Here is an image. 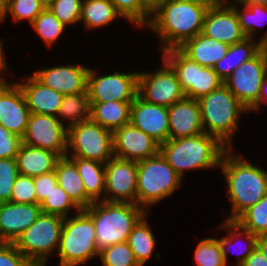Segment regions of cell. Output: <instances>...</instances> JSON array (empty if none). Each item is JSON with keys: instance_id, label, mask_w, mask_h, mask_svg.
<instances>
[{"instance_id": "21", "label": "cell", "mask_w": 267, "mask_h": 266, "mask_svg": "<svg viewBox=\"0 0 267 266\" xmlns=\"http://www.w3.org/2000/svg\"><path fill=\"white\" fill-rule=\"evenodd\" d=\"M169 139L191 137L204 132L198 100L184 97L168 107Z\"/></svg>"}, {"instance_id": "6", "label": "cell", "mask_w": 267, "mask_h": 266, "mask_svg": "<svg viewBox=\"0 0 267 266\" xmlns=\"http://www.w3.org/2000/svg\"><path fill=\"white\" fill-rule=\"evenodd\" d=\"M181 180L160 151L139 161L136 204L148 212V206L171 196L180 186Z\"/></svg>"}, {"instance_id": "23", "label": "cell", "mask_w": 267, "mask_h": 266, "mask_svg": "<svg viewBox=\"0 0 267 266\" xmlns=\"http://www.w3.org/2000/svg\"><path fill=\"white\" fill-rule=\"evenodd\" d=\"M27 83H19L30 113L56 116L58 114L63 94L45 86L32 73L26 79Z\"/></svg>"}, {"instance_id": "4", "label": "cell", "mask_w": 267, "mask_h": 266, "mask_svg": "<svg viewBox=\"0 0 267 266\" xmlns=\"http://www.w3.org/2000/svg\"><path fill=\"white\" fill-rule=\"evenodd\" d=\"M95 225L99 250L120 242H127L133 227L147 212L133 203L99 201L83 209Z\"/></svg>"}, {"instance_id": "53", "label": "cell", "mask_w": 267, "mask_h": 266, "mask_svg": "<svg viewBox=\"0 0 267 266\" xmlns=\"http://www.w3.org/2000/svg\"><path fill=\"white\" fill-rule=\"evenodd\" d=\"M237 1V4H241L242 6H249L252 4L264 5L267 6V0H234Z\"/></svg>"}, {"instance_id": "31", "label": "cell", "mask_w": 267, "mask_h": 266, "mask_svg": "<svg viewBox=\"0 0 267 266\" xmlns=\"http://www.w3.org/2000/svg\"><path fill=\"white\" fill-rule=\"evenodd\" d=\"M145 214L133 227L128 236L127 243L133 251L134 258L139 266H143L149 258L155 246V238L146 221Z\"/></svg>"}, {"instance_id": "48", "label": "cell", "mask_w": 267, "mask_h": 266, "mask_svg": "<svg viewBox=\"0 0 267 266\" xmlns=\"http://www.w3.org/2000/svg\"><path fill=\"white\" fill-rule=\"evenodd\" d=\"M240 266H267V260L256 248Z\"/></svg>"}, {"instance_id": "5", "label": "cell", "mask_w": 267, "mask_h": 266, "mask_svg": "<svg viewBox=\"0 0 267 266\" xmlns=\"http://www.w3.org/2000/svg\"><path fill=\"white\" fill-rule=\"evenodd\" d=\"M198 101L204 133L214 136L227 149H233L230 141L238 128V118L241 112L249 110L224 84Z\"/></svg>"}, {"instance_id": "7", "label": "cell", "mask_w": 267, "mask_h": 266, "mask_svg": "<svg viewBox=\"0 0 267 266\" xmlns=\"http://www.w3.org/2000/svg\"><path fill=\"white\" fill-rule=\"evenodd\" d=\"M58 251L59 266H77L98 257L95 225L83 209L75 217L64 218Z\"/></svg>"}, {"instance_id": "56", "label": "cell", "mask_w": 267, "mask_h": 266, "mask_svg": "<svg viewBox=\"0 0 267 266\" xmlns=\"http://www.w3.org/2000/svg\"><path fill=\"white\" fill-rule=\"evenodd\" d=\"M260 44H261V51L264 54L266 65H267V40L260 42Z\"/></svg>"}, {"instance_id": "8", "label": "cell", "mask_w": 267, "mask_h": 266, "mask_svg": "<svg viewBox=\"0 0 267 266\" xmlns=\"http://www.w3.org/2000/svg\"><path fill=\"white\" fill-rule=\"evenodd\" d=\"M63 223L62 216L41 213L14 245L34 266H45L47 256L59 247Z\"/></svg>"}, {"instance_id": "51", "label": "cell", "mask_w": 267, "mask_h": 266, "mask_svg": "<svg viewBox=\"0 0 267 266\" xmlns=\"http://www.w3.org/2000/svg\"><path fill=\"white\" fill-rule=\"evenodd\" d=\"M176 1H183V2H190L197 5H204L208 7H212L218 4L221 0H176Z\"/></svg>"}, {"instance_id": "22", "label": "cell", "mask_w": 267, "mask_h": 266, "mask_svg": "<svg viewBox=\"0 0 267 266\" xmlns=\"http://www.w3.org/2000/svg\"><path fill=\"white\" fill-rule=\"evenodd\" d=\"M88 70L81 65H67L45 68L33 75L45 86L66 95L87 90Z\"/></svg>"}, {"instance_id": "43", "label": "cell", "mask_w": 267, "mask_h": 266, "mask_svg": "<svg viewBox=\"0 0 267 266\" xmlns=\"http://www.w3.org/2000/svg\"><path fill=\"white\" fill-rule=\"evenodd\" d=\"M45 8L40 0H8V12L15 21L27 19L31 24Z\"/></svg>"}, {"instance_id": "13", "label": "cell", "mask_w": 267, "mask_h": 266, "mask_svg": "<svg viewBox=\"0 0 267 266\" xmlns=\"http://www.w3.org/2000/svg\"><path fill=\"white\" fill-rule=\"evenodd\" d=\"M68 129L55 116L30 113L22 143L67 156Z\"/></svg>"}, {"instance_id": "57", "label": "cell", "mask_w": 267, "mask_h": 266, "mask_svg": "<svg viewBox=\"0 0 267 266\" xmlns=\"http://www.w3.org/2000/svg\"><path fill=\"white\" fill-rule=\"evenodd\" d=\"M40 1L45 7L50 6L54 2V0H40Z\"/></svg>"}, {"instance_id": "45", "label": "cell", "mask_w": 267, "mask_h": 266, "mask_svg": "<svg viewBox=\"0 0 267 266\" xmlns=\"http://www.w3.org/2000/svg\"><path fill=\"white\" fill-rule=\"evenodd\" d=\"M0 266H34L14 245L0 242Z\"/></svg>"}, {"instance_id": "26", "label": "cell", "mask_w": 267, "mask_h": 266, "mask_svg": "<svg viewBox=\"0 0 267 266\" xmlns=\"http://www.w3.org/2000/svg\"><path fill=\"white\" fill-rule=\"evenodd\" d=\"M55 174L58 185L62 187L80 209H85L94 203L86 195V190L78 169L68 155L58 160Z\"/></svg>"}, {"instance_id": "11", "label": "cell", "mask_w": 267, "mask_h": 266, "mask_svg": "<svg viewBox=\"0 0 267 266\" xmlns=\"http://www.w3.org/2000/svg\"><path fill=\"white\" fill-rule=\"evenodd\" d=\"M163 64L154 74L139 72L137 95L148 103L170 107L185 94L175 71L165 60Z\"/></svg>"}, {"instance_id": "2", "label": "cell", "mask_w": 267, "mask_h": 266, "mask_svg": "<svg viewBox=\"0 0 267 266\" xmlns=\"http://www.w3.org/2000/svg\"><path fill=\"white\" fill-rule=\"evenodd\" d=\"M227 149L221 158V173L226 177L232 214L226 220L235 221L249 207L267 194V171L246 162L242 156H233Z\"/></svg>"}, {"instance_id": "50", "label": "cell", "mask_w": 267, "mask_h": 266, "mask_svg": "<svg viewBox=\"0 0 267 266\" xmlns=\"http://www.w3.org/2000/svg\"><path fill=\"white\" fill-rule=\"evenodd\" d=\"M256 248L262 253L267 260V235L258 236Z\"/></svg>"}, {"instance_id": "49", "label": "cell", "mask_w": 267, "mask_h": 266, "mask_svg": "<svg viewBox=\"0 0 267 266\" xmlns=\"http://www.w3.org/2000/svg\"><path fill=\"white\" fill-rule=\"evenodd\" d=\"M267 76H266V78L264 79V81H263V84H262V86H261V89H260V94H259V99H258V101L249 109L250 111L251 110H259V106H260V103H266L267 104V90H266V88H267Z\"/></svg>"}, {"instance_id": "20", "label": "cell", "mask_w": 267, "mask_h": 266, "mask_svg": "<svg viewBox=\"0 0 267 266\" xmlns=\"http://www.w3.org/2000/svg\"><path fill=\"white\" fill-rule=\"evenodd\" d=\"M41 213L39 204L0 203V242L14 243Z\"/></svg>"}, {"instance_id": "40", "label": "cell", "mask_w": 267, "mask_h": 266, "mask_svg": "<svg viewBox=\"0 0 267 266\" xmlns=\"http://www.w3.org/2000/svg\"><path fill=\"white\" fill-rule=\"evenodd\" d=\"M231 6L237 13L242 31L245 33L246 37L252 38L253 33H255L254 31H256L255 25H261L260 20H263V15L267 16V6L252 4L244 6L242 11L237 9L236 6Z\"/></svg>"}, {"instance_id": "52", "label": "cell", "mask_w": 267, "mask_h": 266, "mask_svg": "<svg viewBox=\"0 0 267 266\" xmlns=\"http://www.w3.org/2000/svg\"><path fill=\"white\" fill-rule=\"evenodd\" d=\"M163 0H140V2L152 13Z\"/></svg>"}, {"instance_id": "44", "label": "cell", "mask_w": 267, "mask_h": 266, "mask_svg": "<svg viewBox=\"0 0 267 266\" xmlns=\"http://www.w3.org/2000/svg\"><path fill=\"white\" fill-rule=\"evenodd\" d=\"M17 204H37L33 177L19 174L12 188L10 201Z\"/></svg>"}, {"instance_id": "10", "label": "cell", "mask_w": 267, "mask_h": 266, "mask_svg": "<svg viewBox=\"0 0 267 266\" xmlns=\"http://www.w3.org/2000/svg\"><path fill=\"white\" fill-rule=\"evenodd\" d=\"M67 148L71 157L95 160L106 164L114 157L113 132L91 119L68 128Z\"/></svg>"}, {"instance_id": "18", "label": "cell", "mask_w": 267, "mask_h": 266, "mask_svg": "<svg viewBox=\"0 0 267 266\" xmlns=\"http://www.w3.org/2000/svg\"><path fill=\"white\" fill-rule=\"evenodd\" d=\"M29 115L30 111L19 85L0 81V124L22 138L27 129Z\"/></svg>"}, {"instance_id": "34", "label": "cell", "mask_w": 267, "mask_h": 266, "mask_svg": "<svg viewBox=\"0 0 267 266\" xmlns=\"http://www.w3.org/2000/svg\"><path fill=\"white\" fill-rule=\"evenodd\" d=\"M221 228H227V229L229 228L230 230L229 232L230 234H228L229 236H226L219 240L217 239V242L219 243L222 251V256L226 264L228 258L227 247L232 243V240L235 239L236 236L238 237L239 235L242 234L243 236L246 237L247 246L245 250L241 251L240 253L238 252L240 254V258H238L239 261L237 262L238 264L236 266H240L247 259V257L256 249L258 236L242 228L236 221L226 220L221 226Z\"/></svg>"}, {"instance_id": "55", "label": "cell", "mask_w": 267, "mask_h": 266, "mask_svg": "<svg viewBox=\"0 0 267 266\" xmlns=\"http://www.w3.org/2000/svg\"><path fill=\"white\" fill-rule=\"evenodd\" d=\"M2 44L0 41V72H2V70H7L8 67L6 66L5 60H4V56H3V48H2ZM0 81H6L5 79L1 78L0 76Z\"/></svg>"}, {"instance_id": "38", "label": "cell", "mask_w": 267, "mask_h": 266, "mask_svg": "<svg viewBox=\"0 0 267 266\" xmlns=\"http://www.w3.org/2000/svg\"><path fill=\"white\" fill-rule=\"evenodd\" d=\"M197 266H226L217 239L207 238L199 242L195 250Z\"/></svg>"}, {"instance_id": "35", "label": "cell", "mask_w": 267, "mask_h": 266, "mask_svg": "<svg viewBox=\"0 0 267 266\" xmlns=\"http://www.w3.org/2000/svg\"><path fill=\"white\" fill-rule=\"evenodd\" d=\"M31 26L49 47L58 39L65 29V26L48 7L35 18Z\"/></svg>"}, {"instance_id": "32", "label": "cell", "mask_w": 267, "mask_h": 266, "mask_svg": "<svg viewBox=\"0 0 267 266\" xmlns=\"http://www.w3.org/2000/svg\"><path fill=\"white\" fill-rule=\"evenodd\" d=\"M57 116H61L71 122L67 129L73 125H77L82 121L90 119V101L88 90L75 94H66L62 98V102Z\"/></svg>"}, {"instance_id": "28", "label": "cell", "mask_w": 267, "mask_h": 266, "mask_svg": "<svg viewBox=\"0 0 267 266\" xmlns=\"http://www.w3.org/2000/svg\"><path fill=\"white\" fill-rule=\"evenodd\" d=\"M260 50V41L255 44L252 38L246 37L230 45L227 54L213 66V70L224 81L237 67L253 58Z\"/></svg>"}, {"instance_id": "16", "label": "cell", "mask_w": 267, "mask_h": 266, "mask_svg": "<svg viewBox=\"0 0 267 266\" xmlns=\"http://www.w3.org/2000/svg\"><path fill=\"white\" fill-rule=\"evenodd\" d=\"M226 0L209 7L206 12L202 33L213 40L229 46L246 38L242 31L235 9Z\"/></svg>"}, {"instance_id": "37", "label": "cell", "mask_w": 267, "mask_h": 266, "mask_svg": "<svg viewBox=\"0 0 267 266\" xmlns=\"http://www.w3.org/2000/svg\"><path fill=\"white\" fill-rule=\"evenodd\" d=\"M40 207L42 213L55 214L64 218L67 217V212L73 207L77 211L81 210L58 184L46 196V199L40 204Z\"/></svg>"}, {"instance_id": "3", "label": "cell", "mask_w": 267, "mask_h": 266, "mask_svg": "<svg viewBox=\"0 0 267 266\" xmlns=\"http://www.w3.org/2000/svg\"><path fill=\"white\" fill-rule=\"evenodd\" d=\"M227 148L214 136L201 133L191 137L168 139L160 145V153L182 178L184 171L219 167Z\"/></svg>"}, {"instance_id": "24", "label": "cell", "mask_w": 267, "mask_h": 266, "mask_svg": "<svg viewBox=\"0 0 267 266\" xmlns=\"http://www.w3.org/2000/svg\"><path fill=\"white\" fill-rule=\"evenodd\" d=\"M60 158L52 151L22 143L15 159L19 174L34 177L55 171Z\"/></svg>"}, {"instance_id": "9", "label": "cell", "mask_w": 267, "mask_h": 266, "mask_svg": "<svg viewBox=\"0 0 267 266\" xmlns=\"http://www.w3.org/2000/svg\"><path fill=\"white\" fill-rule=\"evenodd\" d=\"M162 57L175 71L185 97L199 100L223 84L212 67L199 65L179 48L163 51Z\"/></svg>"}, {"instance_id": "54", "label": "cell", "mask_w": 267, "mask_h": 266, "mask_svg": "<svg viewBox=\"0 0 267 266\" xmlns=\"http://www.w3.org/2000/svg\"><path fill=\"white\" fill-rule=\"evenodd\" d=\"M8 13V0H0V22L4 20Z\"/></svg>"}, {"instance_id": "12", "label": "cell", "mask_w": 267, "mask_h": 266, "mask_svg": "<svg viewBox=\"0 0 267 266\" xmlns=\"http://www.w3.org/2000/svg\"><path fill=\"white\" fill-rule=\"evenodd\" d=\"M266 76V60L260 50L253 58L237 67L223 84L249 110L258 101Z\"/></svg>"}, {"instance_id": "58", "label": "cell", "mask_w": 267, "mask_h": 266, "mask_svg": "<svg viewBox=\"0 0 267 266\" xmlns=\"http://www.w3.org/2000/svg\"><path fill=\"white\" fill-rule=\"evenodd\" d=\"M264 40H267V32L265 33L264 37H262V38L260 39V42H262V41H264Z\"/></svg>"}, {"instance_id": "42", "label": "cell", "mask_w": 267, "mask_h": 266, "mask_svg": "<svg viewBox=\"0 0 267 266\" xmlns=\"http://www.w3.org/2000/svg\"><path fill=\"white\" fill-rule=\"evenodd\" d=\"M18 175L15 158H0V203L10 201L12 188Z\"/></svg>"}, {"instance_id": "15", "label": "cell", "mask_w": 267, "mask_h": 266, "mask_svg": "<svg viewBox=\"0 0 267 266\" xmlns=\"http://www.w3.org/2000/svg\"><path fill=\"white\" fill-rule=\"evenodd\" d=\"M137 175L138 162L111 158L105 164L106 195L101 201L136 204Z\"/></svg>"}, {"instance_id": "27", "label": "cell", "mask_w": 267, "mask_h": 266, "mask_svg": "<svg viewBox=\"0 0 267 266\" xmlns=\"http://www.w3.org/2000/svg\"><path fill=\"white\" fill-rule=\"evenodd\" d=\"M132 102H90V119L105 129L114 132L130 124Z\"/></svg>"}, {"instance_id": "39", "label": "cell", "mask_w": 267, "mask_h": 266, "mask_svg": "<svg viewBox=\"0 0 267 266\" xmlns=\"http://www.w3.org/2000/svg\"><path fill=\"white\" fill-rule=\"evenodd\" d=\"M116 10L128 19L134 26L147 25L151 18V12L140 2V0H110Z\"/></svg>"}, {"instance_id": "25", "label": "cell", "mask_w": 267, "mask_h": 266, "mask_svg": "<svg viewBox=\"0 0 267 266\" xmlns=\"http://www.w3.org/2000/svg\"><path fill=\"white\" fill-rule=\"evenodd\" d=\"M179 49L199 65L213 68L227 54L229 45L213 40L201 32L187 40Z\"/></svg>"}, {"instance_id": "19", "label": "cell", "mask_w": 267, "mask_h": 266, "mask_svg": "<svg viewBox=\"0 0 267 266\" xmlns=\"http://www.w3.org/2000/svg\"><path fill=\"white\" fill-rule=\"evenodd\" d=\"M130 124L145 132L159 145L169 139L168 107L148 103L138 95L131 103Z\"/></svg>"}, {"instance_id": "33", "label": "cell", "mask_w": 267, "mask_h": 266, "mask_svg": "<svg viewBox=\"0 0 267 266\" xmlns=\"http://www.w3.org/2000/svg\"><path fill=\"white\" fill-rule=\"evenodd\" d=\"M235 221L257 236L267 235V194Z\"/></svg>"}, {"instance_id": "46", "label": "cell", "mask_w": 267, "mask_h": 266, "mask_svg": "<svg viewBox=\"0 0 267 266\" xmlns=\"http://www.w3.org/2000/svg\"><path fill=\"white\" fill-rule=\"evenodd\" d=\"M22 138L0 124V158H16Z\"/></svg>"}, {"instance_id": "17", "label": "cell", "mask_w": 267, "mask_h": 266, "mask_svg": "<svg viewBox=\"0 0 267 266\" xmlns=\"http://www.w3.org/2000/svg\"><path fill=\"white\" fill-rule=\"evenodd\" d=\"M160 145L145 132L124 125L113 132L114 157L139 162L156 155Z\"/></svg>"}, {"instance_id": "29", "label": "cell", "mask_w": 267, "mask_h": 266, "mask_svg": "<svg viewBox=\"0 0 267 266\" xmlns=\"http://www.w3.org/2000/svg\"><path fill=\"white\" fill-rule=\"evenodd\" d=\"M82 178L86 195L93 201H99L101 194L105 192V164L77 157H71ZM103 191V192H102Z\"/></svg>"}, {"instance_id": "41", "label": "cell", "mask_w": 267, "mask_h": 266, "mask_svg": "<svg viewBox=\"0 0 267 266\" xmlns=\"http://www.w3.org/2000/svg\"><path fill=\"white\" fill-rule=\"evenodd\" d=\"M83 0H54L48 6L51 12L65 26L80 22Z\"/></svg>"}, {"instance_id": "14", "label": "cell", "mask_w": 267, "mask_h": 266, "mask_svg": "<svg viewBox=\"0 0 267 266\" xmlns=\"http://www.w3.org/2000/svg\"><path fill=\"white\" fill-rule=\"evenodd\" d=\"M138 73H118L96 77L94 70L87 74L90 102H133L138 91Z\"/></svg>"}, {"instance_id": "47", "label": "cell", "mask_w": 267, "mask_h": 266, "mask_svg": "<svg viewBox=\"0 0 267 266\" xmlns=\"http://www.w3.org/2000/svg\"><path fill=\"white\" fill-rule=\"evenodd\" d=\"M33 181L36 191L37 204L39 205L46 199V196L49 195L53 188L58 184L55 171L34 176Z\"/></svg>"}, {"instance_id": "30", "label": "cell", "mask_w": 267, "mask_h": 266, "mask_svg": "<svg viewBox=\"0 0 267 266\" xmlns=\"http://www.w3.org/2000/svg\"><path fill=\"white\" fill-rule=\"evenodd\" d=\"M121 14L110 0H83L80 21L85 28H97L108 25Z\"/></svg>"}, {"instance_id": "36", "label": "cell", "mask_w": 267, "mask_h": 266, "mask_svg": "<svg viewBox=\"0 0 267 266\" xmlns=\"http://www.w3.org/2000/svg\"><path fill=\"white\" fill-rule=\"evenodd\" d=\"M103 266H139L127 242H120L99 250Z\"/></svg>"}, {"instance_id": "1", "label": "cell", "mask_w": 267, "mask_h": 266, "mask_svg": "<svg viewBox=\"0 0 267 266\" xmlns=\"http://www.w3.org/2000/svg\"><path fill=\"white\" fill-rule=\"evenodd\" d=\"M208 9L190 2L163 0L152 12L147 26L164 42L161 50L179 48L202 32Z\"/></svg>"}]
</instances>
